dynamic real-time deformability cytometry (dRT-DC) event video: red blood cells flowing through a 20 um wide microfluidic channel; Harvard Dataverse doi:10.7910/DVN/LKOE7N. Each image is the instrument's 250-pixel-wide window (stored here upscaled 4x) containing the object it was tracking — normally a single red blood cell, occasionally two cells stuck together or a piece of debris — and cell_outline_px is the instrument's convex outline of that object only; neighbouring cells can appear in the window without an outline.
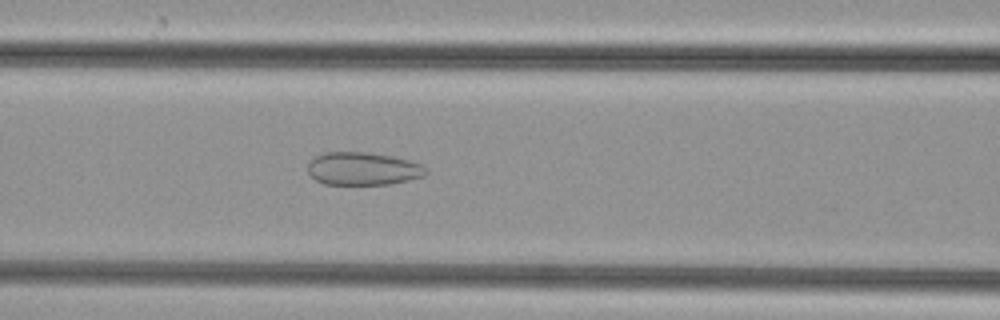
{"species": "common noctule bat (a hibernating species)", "species_latin": "Nyctalus noctula", "temperature_condition": "cold", "stored_images_in_passage": 36, "camera_frame_rate_fps": 3000, "um_per_image_px": 0.085, "animal": {"sex": "female", "body_mass_g": 29.2, "forearm_length_mm": 56.3}, "frame": {"image": 1, "passage_image": 8, "time_ms": 2.333, "image_size_px": [1000, 320], "cell_outline_px": [[428, 172], [424, 176], [408, 180], [388, 184], [324, 184], [316, 180], [308, 172], [308, 164], [316, 156], [324, 152], [368, 152], [392, 156], [412, 160], [428, 168]], "centroid_in_image_um": [30.88, 14.33], "position_along_channel_um": 135.7, "area_um2": 22.72}}
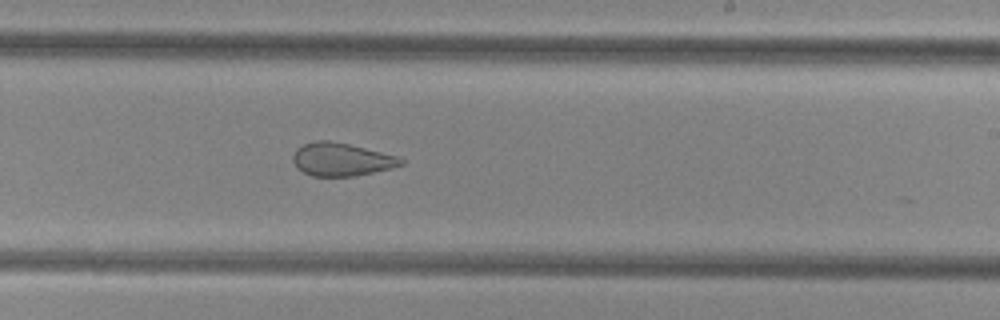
{"frame": {"image": 2, "passage_image": 17, "time_ms": 5.333, "image_size_px": [1000, 320], "cell_outline_px": [[404, 164], [392, 168], [356, 176], [312, 176], [296, 168], [292, 160], [292, 156], [296, 148], [312, 140], [328, 140], [348, 144], [396, 156], [404, 160]], "centroid_in_image_um": [28.97, 13.55], "position_along_channel_um": 260.0, "area_um2": 20.81}}
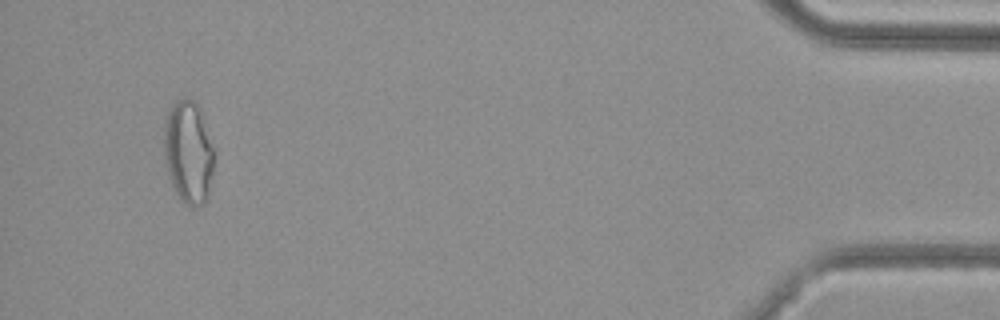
{"frame": {"image": 3, "passage_image": 34, "time_ms": 11.0, "image_size_px": [1000, 320], "cell_outline_px": [[216, 152], [208, 200], [204, 204], [192, 208], [176, 192], [172, 184], [168, 172], [164, 156], [164, 124], [168, 112], [176, 100], [192, 100], [200, 108]], "centroid_in_image_um": [16.06, 12.95], "position_along_channel_um": 419.1, "area_um2": 30.17}}